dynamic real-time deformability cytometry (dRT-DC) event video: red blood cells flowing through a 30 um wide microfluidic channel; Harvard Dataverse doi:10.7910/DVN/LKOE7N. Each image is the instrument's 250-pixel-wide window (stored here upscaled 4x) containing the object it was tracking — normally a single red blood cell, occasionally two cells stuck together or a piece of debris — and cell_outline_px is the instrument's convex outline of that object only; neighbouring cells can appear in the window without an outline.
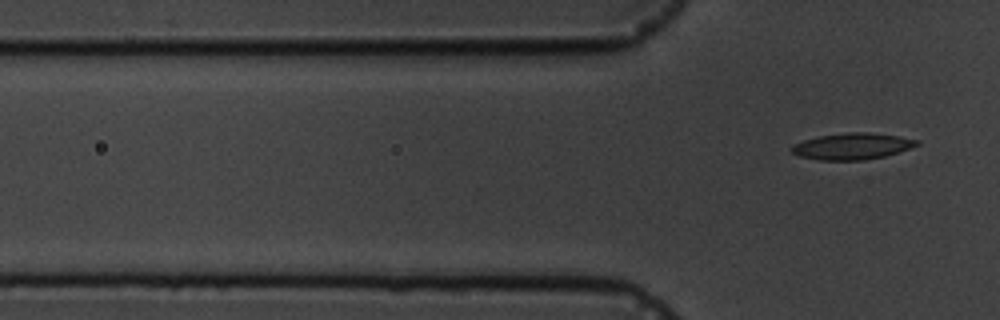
{"species": "common noctule bat (a hibernating species)", "species_latin": "Nyctalus noctula", "temperature_condition": "cold", "stored_images_in_passage": 7, "segment_of_instrument_passage": [2, 2], "camera_frame_rate_fps": 3000, "um_per_image_px": 0.085, "animal": {"sex": "male", "body_mass_g": 19.5, "forearm_length_mm": 54.6}, "frame": {"image": 1, "passage_image": 7, "time_ms": 7.667, "image_size_px": [1000, 320], "cell_outline_px": [[920, 144], [884, 156], [864, 160], [820, 160], [800, 156], [792, 152], [792, 148], [796, 144], [804, 140], [820, 136], [848, 132], [864, 132], [900, 136], [920, 140]], "centroid_in_image_um": [72.47, 12.43], "position_along_channel_um": 53.3, "area_um2": 18.9}}